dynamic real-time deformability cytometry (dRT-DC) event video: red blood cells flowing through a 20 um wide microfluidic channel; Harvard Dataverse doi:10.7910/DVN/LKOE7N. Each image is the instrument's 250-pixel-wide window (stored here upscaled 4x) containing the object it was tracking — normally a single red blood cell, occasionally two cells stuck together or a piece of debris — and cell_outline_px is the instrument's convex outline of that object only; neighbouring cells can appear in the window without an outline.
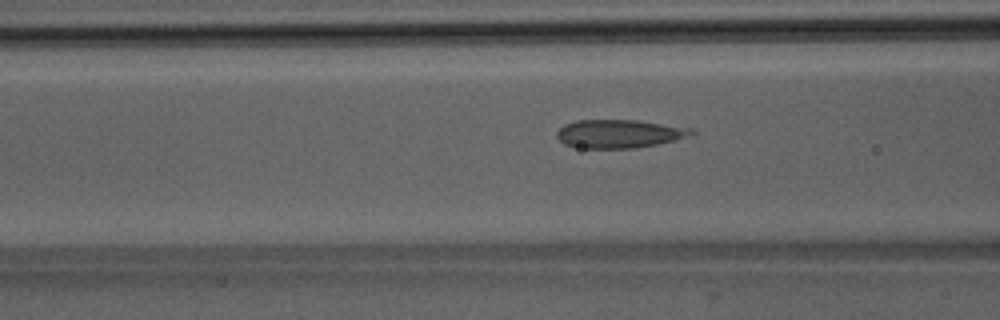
{"species": "Egyptian fruit bat (a non-hibernating species)", "species_latin": "Rousettus aegyptiacus", "temperature_condition": "room temperature", "stored_images_in_passage": 48, "camera_frame_rate_fps": 3000, "um_per_image_px": 0.085, "animal": {"sex": "male"}, "frame": {"image": 1, "passage_image": 21, "time_ms": 6.667, "image_size_px": [1000, 320], "cell_outline_px": [[696, 132], [692, 136], [656, 144], [636, 148], [580, 148], [564, 144], [556, 136], [556, 132], [564, 124], [576, 120], [636, 120], [692, 128]], "centroid_in_image_um": [52.63, 11.37], "position_along_channel_um": 114.0, "area_um2": 22.31}}
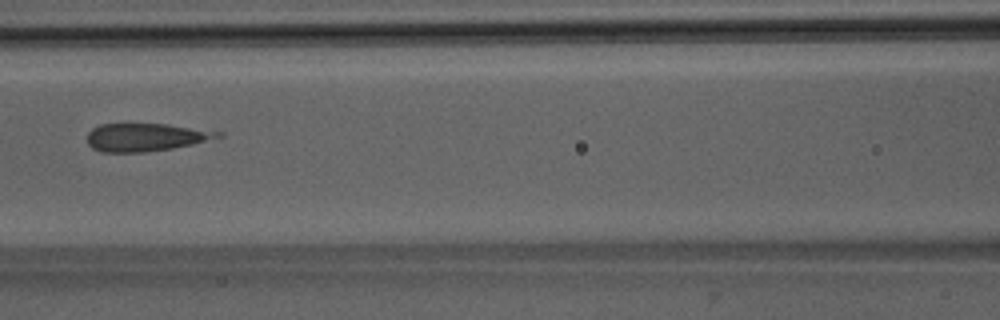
{"frame": {"image": 2, "passage_image": 24, "time_ms": 7.667, "image_size_px": [1000, 320], "cell_outline_px": [[224, 136], [192, 144], [172, 148], [144, 152], [100, 152], [92, 148], [88, 144], [88, 132], [92, 128], [100, 124], [168, 124], [224, 132]], "centroid_in_image_um": [12.39, 11.66], "position_along_channel_um": 154.2, "area_um2": 21.27}}
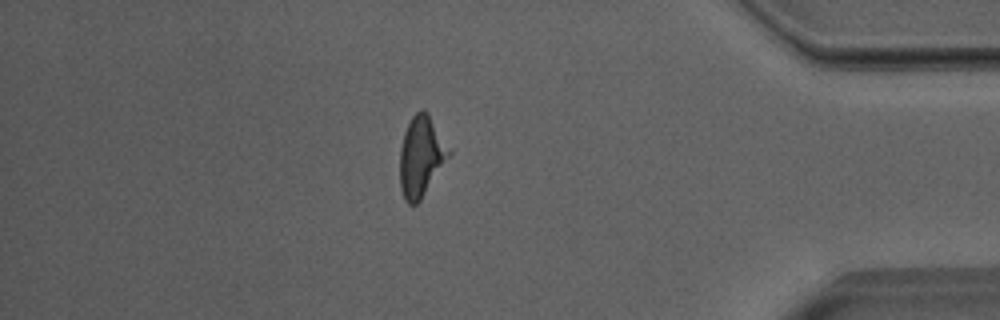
{"frame": {"image": 3, "passage_image": 45, "time_ms": 14.667, "image_size_px": [1000, 320], "cell_outline_px": [[452, 152], [420, 200], [416, 204], [408, 204], [404, 200], [400, 188], [400, 148], [404, 132], [412, 116], [420, 108], [424, 108], [428, 112]], "centroid_in_image_um": [35.78, 13.27], "position_along_channel_um": 399.4, "area_um2": 22.89}}